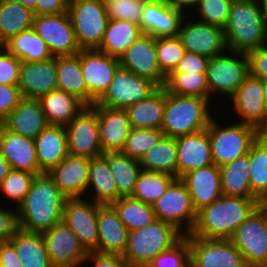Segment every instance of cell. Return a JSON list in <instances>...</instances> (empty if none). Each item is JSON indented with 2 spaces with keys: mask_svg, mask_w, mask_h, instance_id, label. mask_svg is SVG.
I'll return each mask as SVG.
<instances>
[{
  "mask_svg": "<svg viewBox=\"0 0 267 267\" xmlns=\"http://www.w3.org/2000/svg\"><path fill=\"white\" fill-rule=\"evenodd\" d=\"M66 199L48 173L36 175L25 200L17 207L18 228L28 232L50 229L62 221Z\"/></svg>",
  "mask_w": 267,
  "mask_h": 267,
  "instance_id": "1",
  "label": "cell"
},
{
  "mask_svg": "<svg viewBox=\"0 0 267 267\" xmlns=\"http://www.w3.org/2000/svg\"><path fill=\"white\" fill-rule=\"evenodd\" d=\"M260 203L258 198L222 195L197 212L190 234L206 239H230Z\"/></svg>",
  "mask_w": 267,
  "mask_h": 267,
  "instance_id": "2",
  "label": "cell"
},
{
  "mask_svg": "<svg viewBox=\"0 0 267 267\" xmlns=\"http://www.w3.org/2000/svg\"><path fill=\"white\" fill-rule=\"evenodd\" d=\"M223 32L230 51L247 53L267 45V13L260 0H233Z\"/></svg>",
  "mask_w": 267,
  "mask_h": 267,
  "instance_id": "3",
  "label": "cell"
},
{
  "mask_svg": "<svg viewBox=\"0 0 267 267\" xmlns=\"http://www.w3.org/2000/svg\"><path fill=\"white\" fill-rule=\"evenodd\" d=\"M207 98L170 94L165 89V107L161 130L178 137L207 129L213 105ZM211 106V107H210ZM211 109V110H210Z\"/></svg>",
  "mask_w": 267,
  "mask_h": 267,
  "instance_id": "4",
  "label": "cell"
},
{
  "mask_svg": "<svg viewBox=\"0 0 267 267\" xmlns=\"http://www.w3.org/2000/svg\"><path fill=\"white\" fill-rule=\"evenodd\" d=\"M185 235L161 220L128 232L123 259L130 267H147L160 253L177 244Z\"/></svg>",
  "mask_w": 267,
  "mask_h": 267,
  "instance_id": "5",
  "label": "cell"
},
{
  "mask_svg": "<svg viewBox=\"0 0 267 267\" xmlns=\"http://www.w3.org/2000/svg\"><path fill=\"white\" fill-rule=\"evenodd\" d=\"M214 114L207 127V133L213 162L220 167L248 154L251 145L258 138V129L239 121L221 125L216 119V112Z\"/></svg>",
  "mask_w": 267,
  "mask_h": 267,
  "instance_id": "6",
  "label": "cell"
},
{
  "mask_svg": "<svg viewBox=\"0 0 267 267\" xmlns=\"http://www.w3.org/2000/svg\"><path fill=\"white\" fill-rule=\"evenodd\" d=\"M248 75L249 63L246 53L226 50L216 57L209 58L206 71L209 101H213L215 98L212 96H216L217 93L226 95L229 99Z\"/></svg>",
  "mask_w": 267,
  "mask_h": 267,
  "instance_id": "7",
  "label": "cell"
},
{
  "mask_svg": "<svg viewBox=\"0 0 267 267\" xmlns=\"http://www.w3.org/2000/svg\"><path fill=\"white\" fill-rule=\"evenodd\" d=\"M81 49H97L109 17L105 5L97 0H69L67 11Z\"/></svg>",
  "mask_w": 267,
  "mask_h": 267,
  "instance_id": "8",
  "label": "cell"
},
{
  "mask_svg": "<svg viewBox=\"0 0 267 267\" xmlns=\"http://www.w3.org/2000/svg\"><path fill=\"white\" fill-rule=\"evenodd\" d=\"M243 255L245 264L267 267L266 202H261L230 238Z\"/></svg>",
  "mask_w": 267,
  "mask_h": 267,
  "instance_id": "9",
  "label": "cell"
},
{
  "mask_svg": "<svg viewBox=\"0 0 267 267\" xmlns=\"http://www.w3.org/2000/svg\"><path fill=\"white\" fill-rule=\"evenodd\" d=\"M152 206L157 220L172 224L184 235L192 232L197 212L189 191L180 178H175Z\"/></svg>",
  "mask_w": 267,
  "mask_h": 267,
  "instance_id": "10",
  "label": "cell"
},
{
  "mask_svg": "<svg viewBox=\"0 0 267 267\" xmlns=\"http://www.w3.org/2000/svg\"><path fill=\"white\" fill-rule=\"evenodd\" d=\"M158 88L151 80L119 67L110 86L95 104L106 108L126 109L149 97Z\"/></svg>",
  "mask_w": 267,
  "mask_h": 267,
  "instance_id": "11",
  "label": "cell"
},
{
  "mask_svg": "<svg viewBox=\"0 0 267 267\" xmlns=\"http://www.w3.org/2000/svg\"><path fill=\"white\" fill-rule=\"evenodd\" d=\"M190 247V267H245L241 252L230 239L185 235Z\"/></svg>",
  "mask_w": 267,
  "mask_h": 267,
  "instance_id": "12",
  "label": "cell"
},
{
  "mask_svg": "<svg viewBox=\"0 0 267 267\" xmlns=\"http://www.w3.org/2000/svg\"><path fill=\"white\" fill-rule=\"evenodd\" d=\"M82 76L88 89V106H92L110 86L117 69L119 58L98 49H81Z\"/></svg>",
  "mask_w": 267,
  "mask_h": 267,
  "instance_id": "13",
  "label": "cell"
},
{
  "mask_svg": "<svg viewBox=\"0 0 267 267\" xmlns=\"http://www.w3.org/2000/svg\"><path fill=\"white\" fill-rule=\"evenodd\" d=\"M101 204L85 198L66 199L62 221L78 236L80 244L87 252L98 249L97 214Z\"/></svg>",
  "mask_w": 267,
  "mask_h": 267,
  "instance_id": "14",
  "label": "cell"
},
{
  "mask_svg": "<svg viewBox=\"0 0 267 267\" xmlns=\"http://www.w3.org/2000/svg\"><path fill=\"white\" fill-rule=\"evenodd\" d=\"M32 28L47 44L53 57L76 55L81 51L67 12L34 16Z\"/></svg>",
  "mask_w": 267,
  "mask_h": 267,
  "instance_id": "15",
  "label": "cell"
},
{
  "mask_svg": "<svg viewBox=\"0 0 267 267\" xmlns=\"http://www.w3.org/2000/svg\"><path fill=\"white\" fill-rule=\"evenodd\" d=\"M41 234L53 267H81L85 264L88 252L65 222L60 221Z\"/></svg>",
  "mask_w": 267,
  "mask_h": 267,
  "instance_id": "16",
  "label": "cell"
},
{
  "mask_svg": "<svg viewBox=\"0 0 267 267\" xmlns=\"http://www.w3.org/2000/svg\"><path fill=\"white\" fill-rule=\"evenodd\" d=\"M190 16L194 18L191 19ZM195 17L196 15H186L180 26L178 37L185 51L208 58L224 53L227 47L223 29L198 21Z\"/></svg>",
  "mask_w": 267,
  "mask_h": 267,
  "instance_id": "17",
  "label": "cell"
},
{
  "mask_svg": "<svg viewBox=\"0 0 267 267\" xmlns=\"http://www.w3.org/2000/svg\"><path fill=\"white\" fill-rule=\"evenodd\" d=\"M65 129L69 155L92 159L104 154L100 145L97 113L90 106H86L65 125Z\"/></svg>",
  "mask_w": 267,
  "mask_h": 267,
  "instance_id": "18",
  "label": "cell"
},
{
  "mask_svg": "<svg viewBox=\"0 0 267 267\" xmlns=\"http://www.w3.org/2000/svg\"><path fill=\"white\" fill-rule=\"evenodd\" d=\"M120 67L164 87L166 76L158 66L155 38L142 34L119 57Z\"/></svg>",
  "mask_w": 267,
  "mask_h": 267,
  "instance_id": "19",
  "label": "cell"
},
{
  "mask_svg": "<svg viewBox=\"0 0 267 267\" xmlns=\"http://www.w3.org/2000/svg\"><path fill=\"white\" fill-rule=\"evenodd\" d=\"M263 93V81L249 74L229 98V102H233L237 118H241L240 123L254 126L259 130L267 122Z\"/></svg>",
  "mask_w": 267,
  "mask_h": 267,
  "instance_id": "20",
  "label": "cell"
},
{
  "mask_svg": "<svg viewBox=\"0 0 267 267\" xmlns=\"http://www.w3.org/2000/svg\"><path fill=\"white\" fill-rule=\"evenodd\" d=\"M167 0L147 2L142 12L140 28L143 34L154 38L178 36L186 14Z\"/></svg>",
  "mask_w": 267,
  "mask_h": 267,
  "instance_id": "21",
  "label": "cell"
},
{
  "mask_svg": "<svg viewBox=\"0 0 267 267\" xmlns=\"http://www.w3.org/2000/svg\"><path fill=\"white\" fill-rule=\"evenodd\" d=\"M18 87L22 98L40 99L57 90L56 57L39 62H21Z\"/></svg>",
  "mask_w": 267,
  "mask_h": 267,
  "instance_id": "22",
  "label": "cell"
},
{
  "mask_svg": "<svg viewBox=\"0 0 267 267\" xmlns=\"http://www.w3.org/2000/svg\"><path fill=\"white\" fill-rule=\"evenodd\" d=\"M89 165L88 158L68 155L58 166L53 167L48 175L67 199L85 198Z\"/></svg>",
  "mask_w": 267,
  "mask_h": 267,
  "instance_id": "23",
  "label": "cell"
},
{
  "mask_svg": "<svg viewBox=\"0 0 267 267\" xmlns=\"http://www.w3.org/2000/svg\"><path fill=\"white\" fill-rule=\"evenodd\" d=\"M90 107L97 113L100 145L103 153L122 151L131 130L126 110L106 108L98 104Z\"/></svg>",
  "mask_w": 267,
  "mask_h": 267,
  "instance_id": "24",
  "label": "cell"
},
{
  "mask_svg": "<svg viewBox=\"0 0 267 267\" xmlns=\"http://www.w3.org/2000/svg\"><path fill=\"white\" fill-rule=\"evenodd\" d=\"M180 179L189 191L196 212L222 196L220 168L215 164L189 171Z\"/></svg>",
  "mask_w": 267,
  "mask_h": 267,
  "instance_id": "25",
  "label": "cell"
},
{
  "mask_svg": "<svg viewBox=\"0 0 267 267\" xmlns=\"http://www.w3.org/2000/svg\"><path fill=\"white\" fill-rule=\"evenodd\" d=\"M177 178L194 169L214 164L207 129L176 137Z\"/></svg>",
  "mask_w": 267,
  "mask_h": 267,
  "instance_id": "26",
  "label": "cell"
},
{
  "mask_svg": "<svg viewBox=\"0 0 267 267\" xmlns=\"http://www.w3.org/2000/svg\"><path fill=\"white\" fill-rule=\"evenodd\" d=\"M97 223L99 243L95 252L123 256L127 247L128 230L111 204L99 206Z\"/></svg>",
  "mask_w": 267,
  "mask_h": 267,
  "instance_id": "27",
  "label": "cell"
},
{
  "mask_svg": "<svg viewBox=\"0 0 267 267\" xmlns=\"http://www.w3.org/2000/svg\"><path fill=\"white\" fill-rule=\"evenodd\" d=\"M0 154L14 170L28 171L37 175L39 169L34 140L14 134L3 125L0 128Z\"/></svg>",
  "mask_w": 267,
  "mask_h": 267,
  "instance_id": "28",
  "label": "cell"
},
{
  "mask_svg": "<svg viewBox=\"0 0 267 267\" xmlns=\"http://www.w3.org/2000/svg\"><path fill=\"white\" fill-rule=\"evenodd\" d=\"M2 125L14 134L35 139L49 123L39 99L22 98Z\"/></svg>",
  "mask_w": 267,
  "mask_h": 267,
  "instance_id": "29",
  "label": "cell"
},
{
  "mask_svg": "<svg viewBox=\"0 0 267 267\" xmlns=\"http://www.w3.org/2000/svg\"><path fill=\"white\" fill-rule=\"evenodd\" d=\"M33 140L39 169L43 173H48L69 155L64 125H48Z\"/></svg>",
  "mask_w": 267,
  "mask_h": 267,
  "instance_id": "30",
  "label": "cell"
},
{
  "mask_svg": "<svg viewBox=\"0 0 267 267\" xmlns=\"http://www.w3.org/2000/svg\"><path fill=\"white\" fill-rule=\"evenodd\" d=\"M165 107V88L159 87L149 97L128 106L131 128L161 129Z\"/></svg>",
  "mask_w": 267,
  "mask_h": 267,
  "instance_id": "31",
  "label": "cell"
},
{
  "mask_svg": "<svg viewBox=\"0 0 267 267\" xmlns=\"http://www.w3.org/2000/svg\"><path fill=\"white\" fill-rule=\"evenodd\" d=\"M8 242L15 248L22 267H53L41 232L18 228Z\"/></svg>",
  "mask_w": 267,
  "mask_h": 267,
  "instance_id": "32",
  "label": "cell"
},
{
  "mask_svg": "<svg viewBox=\"0 0 267 267\" xmlns=\"http://www.w3.org/2000/svg\"><path fill=\"white\" fill-rule=\"evenodd\" d=\"M49 125L69 124L86 105L74 95L62 90H54L40 99Z\"/></svg>",
  "mask_w": 267,
  "mask_h": 267,
  "instance_id": "33",
  "label": "cell"
},
{
  "mask_svg": "<svg viewBox=\"0 0 267 267\" xmlns=\"http://www.w3.org/2000/svg\"><path fill=\"white\" fill-rule=\"evenodd\" d=\"M95 203L112 204L118 199L117 186L110 172L107 160L103 156L90 159L87 192H91Z\"/></svg>",
  "mask_w": 267,
  "mask_h": 267,
  "instance_id": "34",
  "label": "cell"
},
{
  "mask_svg": "<svg viewBox=\"0 0 267 267\" xmlns=\"http://www.w3.org/2000/svg\"><path fill=\"white\" fill-rule=\"evenodd\" d=\"M249 152L220 166L222 195L257 198L251 191Z\"/></svg>",
  "mask_w": 267,
  "mask_h": 267,
  "instance_id": "35",
  "label": "cell"
},
{
  "mask_svg": "<svg viewBox=\"0 0 267 267\" xmlns=\"http://www.w3.org/2000/svg\"><path fill=\"white\" fill-rule=\"evenodd\" d=\"M102 156L107 160L116 183L118 199L132 196L138 176L142 171L139 160L133 159L121 151L105 152Z\"/></svg>",
  "mask_w": 267,
  "mask_h": 267,
  "instance_id": "36",
  "label": "cell"
},
{
  "mask_svg": "<svg viewBox=\"0 0 267 267\" xmlns=\"http://www.w3.org/2000/svg\"><path fill=\"white\" fill-rule=\"evenodd\" d=\"M56 68L58 90L74 95L88 106V89L82 76L80 52L56 57Z\"/></svg>",
  "mask_w": 267,
  "mask_h": 267,
  "instance_id": "37",
  "label": "cell"
},
{
  "mask_svg": "<svg viewBox=\"0 0 267 267\" xmlns=\"http://www.w3.org/2000/svg\"><path fill=\"white\" fill-rule=\"evenodd\" d=\"M139 25L131 21L109 19L99 51L119 58L142 35Z\"/></svg>",
  "mask_w": 267,
  "mask_h": 267,
  "instance_id": "38",
  "label": "cell"
},
{
  "mask_svg": "<svg viewBox=\"0 0 267 267\" xmlns=\"http://www.w3.org/2000/svg\"><path fill=\"white\" fill-rule=\"evenodd\" d=\"M34 13L17 0H0V46L33 27Z\"/></svg>",
  "mask_w": 267,
  "mask_h": 267,
  "instance_id": "39",
  "label": "cell"
},
{
  "mask_svg": "<svg viewBox=\"0 0 267 267\" xmlns=\"http://www.w3.org/2000/svg\"><path fill=\"white\" fill-rule=\"evenodd\" d=\"M2 46L22 62H39L53 58L49 47L33 28L12 36Z\"/></svg>",
  "mask_w": 267,
  "mask_h": 267,
  "instance_id": "40",
  "label": "cell"
},
{
  "mask_svg": "<svg viewBox=\"0 0 267 267\" xmlns=\"http://www.w3.org/2000/svg\"><path fill=\"white\" fill-rule=\"evenodd\" d=\"M139 162L142 170L167 173L177 178L176 137L163 135Z\"/></svg>",
  "mask_w": 267,
  "mask_h": 267,
  "instance_id": "41",
  "label": "cell"
},
{
  "mask_svg": "<svg viewBox=\"0 0 267 267\" xmlns=\"http://www.w3.org/2000/svg\"><path fill=\"white\" fill-rule=\"evenodd\" d=\"M128 232L146 227L156 220L153 206L133 197H120L111 204Z\"/></svg>",
  "mask_w": 267,
  "mask_h": 267,
  "instance_id": "42",
  "label": "cell"
},
{
  "mask_svg": "<svg viewBox=\"0 0 267 267\" xmlns=\"http://www.w3.org/2000/svg\"><path fill=\"white\" fill-rule=\"evenodd\" d=\"M249 177L252 193L267 202V145L259 138L249 150Z\"/></svg>",
  "mask_w": 267,
  "mask_h": 267,
  "instance_id": "43",
  "label": "cell"
},
{
  "mask_svg": "<svg viewBox=\"0 0 267 267\" xmlns=\"http://www.w3.org/2000/svg\"><path fill=\"white\" fill-rule=\"evenodd\" d=\"M164 88L170 94L198 96L209 100L206 73L171 72L166 77Z\"/></svg>",
  "mask_w": 267,
  "mask_h": 267,
  "instance_id": "44",
  "label": "cell"
},
{
  "mask_svg": "<svg viewBox=\"0 0 267 267\" xmlns=\"http://www.w3.org/2000/svg\"><path fill=\"white\" fill-rule=\"evenodd\" d=\"M175 178L167 173L142 170L131 197L153 205L165 193Z\"/></svg>",
  "mask_w": 267,
  "mask_h": 267,
  "instance_id": "45",
  "label": "cell"
},
{
  "mask_svg": "<svg viewBox=\"0 0 267 267\" xmlns=\"http://www.w3.org/2000/svg\"><path fill=\"white\" fill-rule=\"evenodd\" d=\"M37 174L28 171L14 170L0 183L2 199L14 201L17 208L24 200L30 190L32 182Z\"/></svg>",
  "mask_w": 267,
  "mask_h": 267,
  "instance_id": "46",
  "label": "cell"
},
{
  "mask_svg": "<svg viewBox=\"0 0 267 267\" xmlns=\"http://www.w3.org/2000/svg\"><path fill=\"white\" fill-rule=\"evenodd\" d=\"M163 135L161 129L131 128L121 152L140 161L144 154L154 147Z\"/></svg>",
  "mask_w": 267,
  "mask_h": 267,
  "instance_id": "47",
  "label": "cell"
},
{
  "mask_svg": "<svg viewBox=\"0 0 267 267\" xmlns=\"http://www.w3.org/2000/svg\"><path fill=\"white\" fill-rule=\"evenodd\" d=\"M158 66L167 77L175 70L185 53V49L178 36L155 38Z\"/></svg>",
  "mask_w": 267,
  "mask_h": 267,
  "instance_id": "48",
  "label": "cell"
},
{
  "mask_svg": "<svg viewBox=\"0 0 267 267\" xmlns=\"http://www.w3.org/2000/svg\"><path fill=\"white\" fill-rule=\"evenodd\" d=\"M233 0H201L193 9L198 21L224 28L229 17Z\"/></svg>",
  "mask_w": 267,
  "mask_h": 267,
  "instance_id": "49",
  "label": "cell"
},
{
  "mask_svg": "<svg viewBox=\"0 0 267 267\" xmlns=\"http://www.w3.org/2000/svg\"><path fill=\"white\" fill-rule=\"evenodd\" d=\"M147 267H190V247L184 236L177 244L158 254Z\"/></svg>",
  "mask_w": 267,
  "mask_h": 267,
  "instance_id": "50",
  "label": "cell"
},
{
  "mask_svg": "<svg viewBox=\"0 0 267 267\" xmlns=\"http://www.w3.org/2000/svg\"><path fill=\"white\" fill-rule=\"evenodd\" d=\"M146 3L147 1L143 0H115L105 6L106 13L109 19L131 21L140 27Z\"/></svg>",
  "mask_w": 267,
  "mask_h": 267,
  "instance_id": "51",
  "label": "cell"
},
{
  "mask_svg": "<svg viewBox=\"0 0 267 267\" xmlns=\"http://www.w3.org/2000/svg\"><path fill=\"white\" fill-rule=\"evenodd\" d=\"M21 60L0 46V84L18 85Z\"/></svg>",
  "mask_w": 267,
  "mask_h": 267,
  "instance_id": "52",
  "label": "cell"
},
{
  "mask_svg": "<svg viewBox=\"0 0 267 267\" xmlns=\"http://www.w3.org/2000/svg\"><path fill=\"white\" fill-rule=\"evenodd\" d=\"M249 63V74L267 81V45L246 53Z\"/></svg>",
  "mask_w": 267,
  "mask_h": 267,
  "instance_id": "53",
  "label": "cell"
},
{
  "mask_svg": "<svg viewBox=\"0 0 267 267\" xmlns=\"http://www.w3.org/2000/svg\"><path fill=\"white\" fill-rule=\"evenodd\" d=\"M22 99L18 85L0 84V119L3 121Z\"/></svg>",
  "mask_w": 267,
  "mask_h": 267,
  "instance_id": "54",
  "label": "cell"
},
{
  "mask_svg": "<svg viewBox=\"0 0 267 267\" xmlns=\"http://www.w3.org/2000/svg\"><path fill=\"white\" fill-rule=\"evenodd\" d=\"M209 58L197 53L186 52L172 72L206 73Z\"/></svg>",
  "mask_w": 267,
  "mask_h": 267,
  "instance_id": "55",
  "label": "cell"
},
{
  "mask_svg": "<svg viewBox=\"0 0 267 267\" xmlns=\"http://www.w3.org/2000/svg\"><path fill=\"white\" fill-rule=\"evenodd\" d=\"M18 229L17 208L0 207V243L8 242Z\"/></svg>",
  "mask_w": 267,
  "mask_h": 267,
  "instance_id": "56",
  "label": "cell"
},
{
  "mask_svg": "<svg viewBox=\"0 0 267 267\" xmlns=\"http://www.w3.org/2000/svg\"><path fill=\"white\" fill-rule=\"evenodd\" d=\"M93 263V267H130L120 255L101 254L97 252H88L85 260Z\"/></svg>",
  "mask_w": 267,
  "mask_h": 267,
  "instance_id": "57",
  "label": "cell"
},
{
  "mask_svg": "<svg viewBox=\"0 0 267 267\" xmlns=\"http://www.w3.org/2000/svg\"><path fill=\"white\" fill-rule=\"evenodd\" d=\"M69 0H37L35 16L56 15L68 11Z\"/></svg>",
  "mask_w": 267,
  "mask_h": 267,
  "instance_id": "58",
  "label": "cell"
},
{
  "mask_svg": "<svg viewBox=\"0 0 267 267\" xmlns=\"http://www.w3.org/2000/svg\"><path fill=\"white\" fill-rule=\"evenodd\" d=\"M0 267H22L15 248L9 242L0 243Z\"/></svg>",
  "mask_w": 267,
  "mask_h": 267,
  "instance_id": "59",
  "label": "cell"
},
{
  "mask_svg": "<svg viewBox=\"0 0 267 267\" xmlns=\"http://www.w3.org/2000/svg\"><path fill=\"white\" fill-rule=\"evenodd\" d=\"M201 0H167L168 3L173 5L175 8L187 12L190 8V13L193 12V9L199 4ZM187 10V11H186Z\"/></svg>",
  "mask_w": 267,
  "mask_h": 267,
  "instance_id": "60",
  "label": "cell"
},
{
  "mask_svg": "<svg viewBox=\"0 0 267 267\" xmlns=\"http://www.w3.org/2000/svg\"><path fill=\"white\" fill-rule=\"evenodd\" d=\"M9 162L0 154V183L11 172Z\"/></svg>",
  "mask_w": 267,
  "mask_h": 267,
  "instance_id": "61",
  "label": "cell"
},
{
  "mask_svg": "<svg viewBox=\"0 0 267 267\" xmlns=\"http://www.w3.org/2000/svg\"><path fill=\"white\" fill-rule=\"evenodd\" d=\"M258 138L267 145V122L258 130Z\"/></svg>",
  "mask_w": 267,
  "mask_h": 267,
  "instance_id": "62",
  "label": "cell"
},
{
  "mask_svg": "<svg viewBox=\"0 0 267 267\" xmlns=\"http://www.w3.org/2000/svg\"><path fill=\"white\" fill-rule=\"evenodd\" d=\"M17 1L20 2L22 5H24L25 7L31 9L35 16V5L37 0H17Z\"/></svg>",
  "mask_w": 267,
  "mask_h": 267,
  "instance_id": "63",
  "label": "cell"
},
{
  "mask_svg": "<svg viewBox=\"0 0 267 267\" xmlns=\"http://www.w3.org/2000/svg\"><path fill=\"white\" fill-rule=\"evenodd\" d=\"M263 89H264L263 98L267 110V81H263Z\"/></svg>",
  "mask_w": 267,
  "mask_h": 267,
  "instance_id": "64",
  "label": "cell"
},
{
  "mask_svg": "<svg viewBox=\"0 0 267 267\" xmlns=\"http://www.w3.org/2000/svg\"><path fill=\"white\" fill-rule=\"evenodd\" d=\"M261 5L263 6L265 12L267 13V0H260Z\"/></svg>",
  "mask_w": 267,
  "mask_h": 267,
  "instance_id": "65",
  "label": "cell"
},
{
  "mask_svg": "<svg viewBox=\"0 0 267 267\" xmlns=\"http://www.w3.org/2000/svg\"><path fill=\"white\" fill-rule=\"evenodd\" d=\"M97 1H99L101 4L106 6L108 3H111V2H113L115 0H97Z\"/></svg>",
  "mask_w": 267,
  "mask_h": 267,
  "instance_id": "66",
  "label": "cell"
},
{
  "mask_svg": "<svg viewBox=\"0 0 267 267\" xmlns=\"http://www.w3.org/2000/svg\"><path fill=\"white\" fill-rule=\"evenodd\" d=\"M266 223H267V202H266Z\"/></svg>",
  "mask_w": 267,
  "mask_h": 267,
  "instance_id": "67",
  "label": "cell"
},
{
  "mask_svg": "<svg viewBox=\"0 0 267 267\" xmlns=\"http://www.w3.org/2000/svg\"><path fill=\"white\" fill-rule=\"evenodd\" d=\"M143 1L153 2V1H157V0H143Z\"/></svg>",
  "mask_w": 267,
  "mask_h": 267,
  "instance_id": "68",
  "label": "cell"
}]
</instances>
